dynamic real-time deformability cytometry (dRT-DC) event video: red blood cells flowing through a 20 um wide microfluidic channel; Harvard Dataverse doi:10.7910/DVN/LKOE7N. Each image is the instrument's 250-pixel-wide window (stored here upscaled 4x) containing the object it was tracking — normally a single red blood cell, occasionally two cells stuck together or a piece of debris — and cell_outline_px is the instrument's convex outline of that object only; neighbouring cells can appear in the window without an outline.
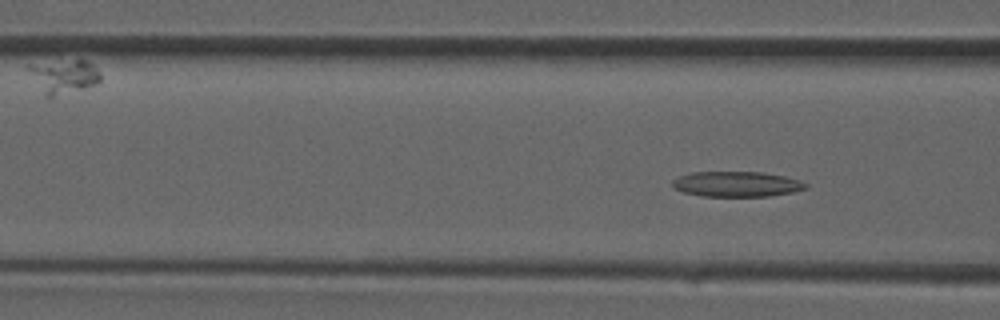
{"species": "common noctule bat (a hibernating species)", "species_latin": "Nyctalus noctula", "temperature_condition": "room temperature", "stored_images_in_passage": 3, "camera_frame_rate_fps": 3000, "um_per_image_px": 0.085, "animal": {"sex": "male", "forearm_length_mm": 52.5}, "frame": {"image": 1, "passage_image": 3, "time_ms": 0.667, "image_size_px": [1000, 320], "cell_outline_px": [[808, 188], [792, 192], [768, 196], [700, 196], [684, 192], [676, 188], [672, 184], [672, 180], [680, 176], [692, 172], [764, 172], [784, 176], [800, 180], [808, 184]], "centroid_in_image_um": [62.65, 15.64], "position_along_channel_um": 104.0, "area_um2": 19.59}}